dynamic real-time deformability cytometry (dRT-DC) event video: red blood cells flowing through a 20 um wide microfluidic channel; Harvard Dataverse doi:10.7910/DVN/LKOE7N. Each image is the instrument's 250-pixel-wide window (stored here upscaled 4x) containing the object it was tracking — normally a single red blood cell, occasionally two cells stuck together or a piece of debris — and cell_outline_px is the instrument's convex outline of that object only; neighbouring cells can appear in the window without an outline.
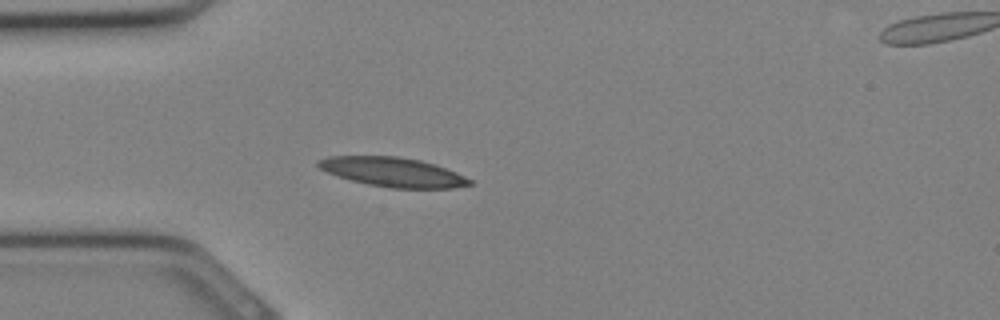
{"species": "Egyptian fruit bat (a non-hibernating species)", "species_latin": "Rousettus aegyptiacus", "temperature_condition": "cold", "stored_images_in_passage": 22, "camera_frame_rate_fps": 3000, "um_per_image_px": 0.085, "animal": {"sex": "female"}, "frame": {"image": 1, "passage_image": 5, "time_ms": 1.333, "image_size_px": [1000, 320], "cell_outline_px": [[472, 184], [452, 188], [388, 188], [368, 184], [336, 176], [320, 168], [316, 164], [316, 160], [328, 156], [396, 156], [420, 160], [436, 164], [456, 172], [472, 180]], "centroid_in_image_um": [33.38, 14.62], "position_along_channel_um": 51.6, "area_um2": 25.89}}
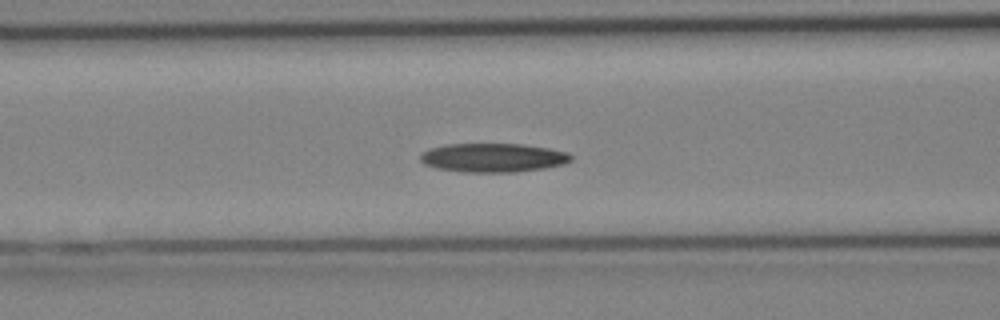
{"frame": {"image": 2, "passage_image": 9, "time_ms": 2.667, "image_size_px": [1000, 320], "cell_outline_px": [[572, 160], [564, 164], [544, 168], [516, 172], [464, 172], [436, 168], [424, 164], [420, 160], [420, 156], [428, 148], [444, 144], [524, 144], [548, 148], [568, 152], [572, 156]], "centroid_in_image_um": [41.91, 13.4], "position_along_channel_um": 124.7, "area_um2": 25.49}}
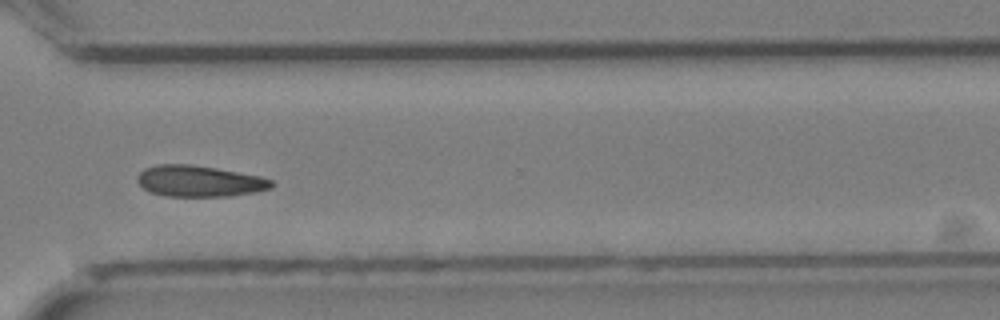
{"frame": {"image": 3, "passage_image": 20, "time_ms": 6.333, "image_size_px": [1000, 320], "cell_outline_px": [[272, 188], [256, 192], [232, 196], [168, 196], [152, 192], [144, 188], [136, 180], [136, 176], [144, 168], [156, 164], [192, 164], [216, 168], [260, 176], [272, 180]], "centroid_in_image_um": [16.94, 15.39], "position_along_channel_um": 353.7, "area_um2": 24.39}}